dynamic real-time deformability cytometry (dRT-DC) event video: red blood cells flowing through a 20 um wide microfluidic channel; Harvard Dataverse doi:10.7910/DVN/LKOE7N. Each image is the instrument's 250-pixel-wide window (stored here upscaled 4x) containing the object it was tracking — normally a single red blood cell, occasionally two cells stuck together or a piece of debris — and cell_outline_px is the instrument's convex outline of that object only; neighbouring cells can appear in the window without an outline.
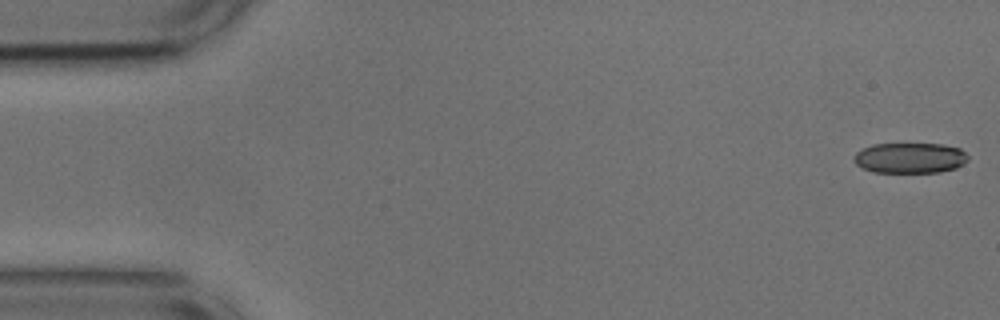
{"species": "common noctule bat (a hibernating species)", "species_latin": "Nyctalus noctula", "temperature_condition": "cold", "stored_images_in_passage": 53, "camera_frame_rate_fps": 3000, "um_per_image_px": 0.085, "animal": {"sex": "male", "body_mass_g": 17.9, "forearm_length_mm": 54.2}, "frame": {"image": 1, "passage_image": 1, "time_ms": 0.0, "image_size_px": [1000, 320], "cell_outline_px": [[968, 160], [964, 164], [956, 168], [940, 172], [872, 172], [856, 164], [852, 160], [856, 152], [872, 144], [944, 144], [960, 148], [968, 156]], "centroid_in_image_um": [77.36, 13.42], "position_along_channel_um": 7.6, "area_um2": 20.35}}
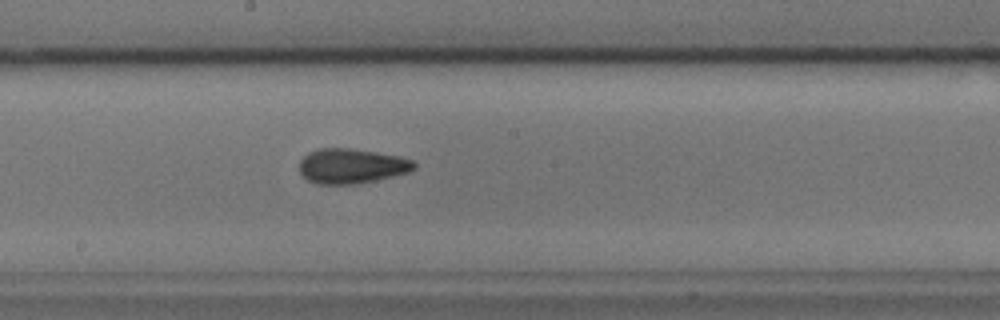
{"frame": {"image": 2, "passage_image": 28, "time_ms": 9.0, "image_size_px": [1000, 320], "cell_outline_px": [[416, 168], [408, 172], [376, 180], [356, 184], [316, 184], [308, 180], [300, 172], [300, 160], [308, 152], [316, 148], [348, 148], [376, 152], [400, 156], [412, 160], [416, 164]], "centroid_in_image_um": [29.87, 14.11], "position_along_channel_um": 218.3, "area_um2": 23.35}}
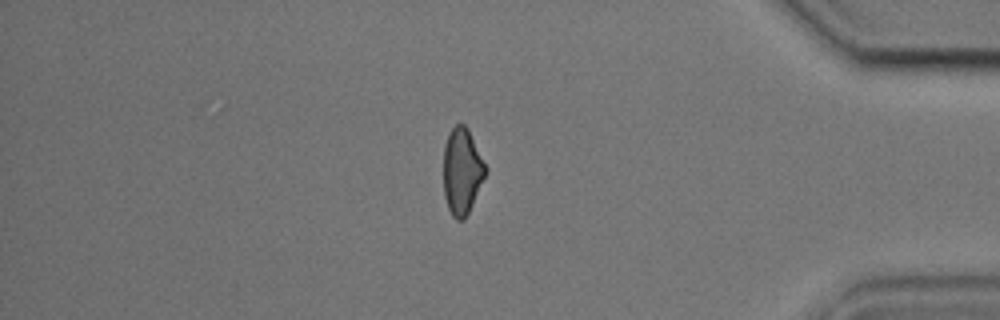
{"frame": {"image": 3, "passage_image": 45, "time_ms": 14.667, "image_size_px": [1000, 320], "cell_outline_px": [[488, 168], [472, 204], [464, 220], [456, 220], [452, 216], [448, 208], [444, 196], [444, 144], [452, 128], [456, 124], [464, 124], [468, 128]], "centroid_in_image_um": [39.27, 14.54], "position_along_channel_um": 395.9, "area_um2": 21.04}, "authors_computed_cell_mechanics": {"area_um2": 22.1952, "velocity_mm_per_s": 3.7211, "shape_relaxation_time_tau1_ms": 5.7376, "shape_relaxation_time_tau2_ms": 2.2351, "deformation_change_tau1": 0.1104, "deformation_change_tau2": 0.0825}}